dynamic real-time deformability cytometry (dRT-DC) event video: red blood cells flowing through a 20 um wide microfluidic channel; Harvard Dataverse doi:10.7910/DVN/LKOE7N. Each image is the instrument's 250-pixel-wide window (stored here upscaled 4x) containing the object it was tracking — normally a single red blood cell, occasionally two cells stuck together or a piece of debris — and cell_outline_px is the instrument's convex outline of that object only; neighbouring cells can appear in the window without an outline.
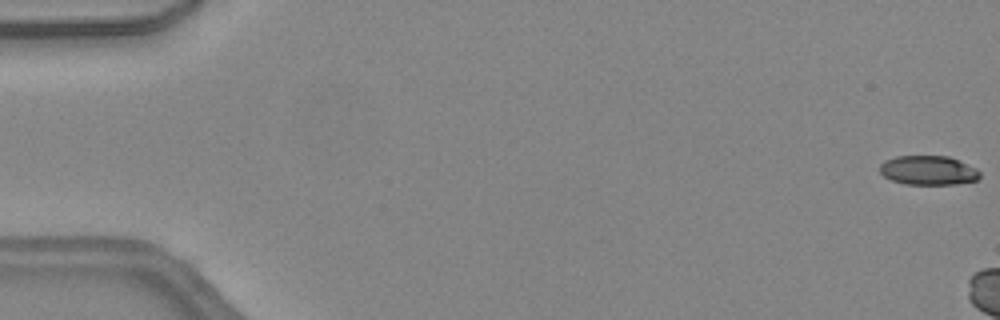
{"species": "common noctule bat (a hibernating species)", "species_latin": "Nyctalus noctula", "temperature_condition": "warm", "stored_images_in_passage": 5, "camera_frame_rate_fps": 3000, "um_per_image_px": 0.085, "animal": {"sex": "female", "body_mass_g": 24.6, "forearm_length_mm": 56.2}, "frame": {"image": 1, "passage_image": 1, "time_ms": 0.0, "image_size_px": [1000, 320], "cell_outline_px": [[980, 176], [976, 180], [956, 184], [904, 184], [892, 180], [884, 176], [880, 172], [880, 164], [884, 160], [896, 156], [948, 156], [976, 168], [980, 172]], "centroid_in_image_um": [78.88, 14.47], "position_along_channel_um": 6.1, "area_um2": 16.99}}